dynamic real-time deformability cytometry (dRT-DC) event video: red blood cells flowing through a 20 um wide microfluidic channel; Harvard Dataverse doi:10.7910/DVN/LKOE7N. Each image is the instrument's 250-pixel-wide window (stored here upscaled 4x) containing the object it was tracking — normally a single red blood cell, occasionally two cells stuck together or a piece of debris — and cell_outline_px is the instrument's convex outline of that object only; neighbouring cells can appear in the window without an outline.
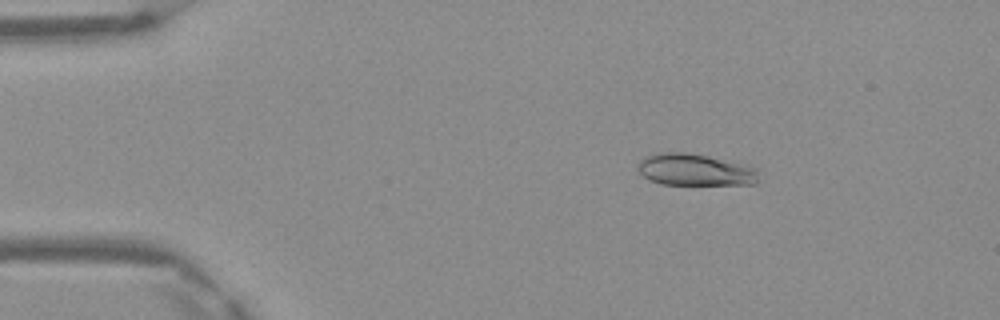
{"species": "Egyptian fruit bat (a non-hibernating species)", "species_latin": "Rousettus aegyptiacus", "temperature_condition": "warm", "stored_images_in_passage": 49, "camera_frame_rate_fps": 3000, "um_per_image_px": 0.085, "frame": {"image": 1, "passage_image": 8, "time_ms": 2.333, "image_size_px": [1000, 320], "cell_outline_px": [[756, 184], [660, 184], [644, 176], [636, 168], [640, 160], [644, 156], [656, 152], [688, 152], [708, 156], [752, 168], [756, 172]], "centroid_in_image_um": [58.95, 14.42], "position_along_channel_um": 26.1, "area_um2": 21.91}}
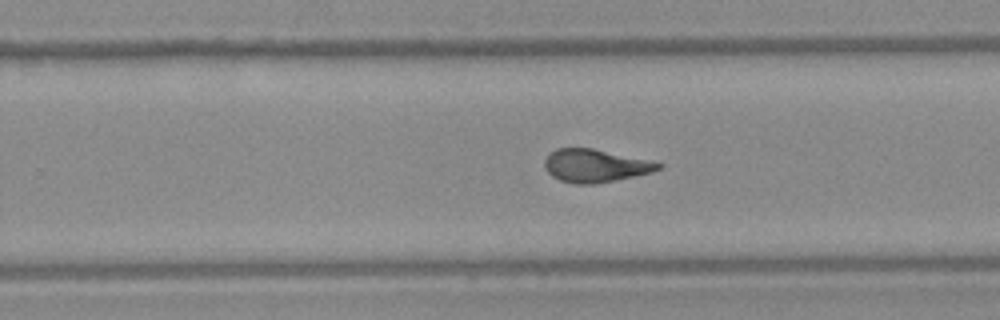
{"frame": {"image": 2, "passage_image": 31, "time_ms": 10.0, "image_size_px": [1000, 320], "cell_outline_px": [[664, 164], [660, 168], [652, 172], [596, 184], [576, 184], [560, 180], [552, 176], [548, 172], [544, 164], [544, 160], [556, 148], [592, 148], [656, 160]], "centroid_in_image_um": [50.66, 14.07], "position_along_channel_um": 279.1, "area_um2": 22.02}}
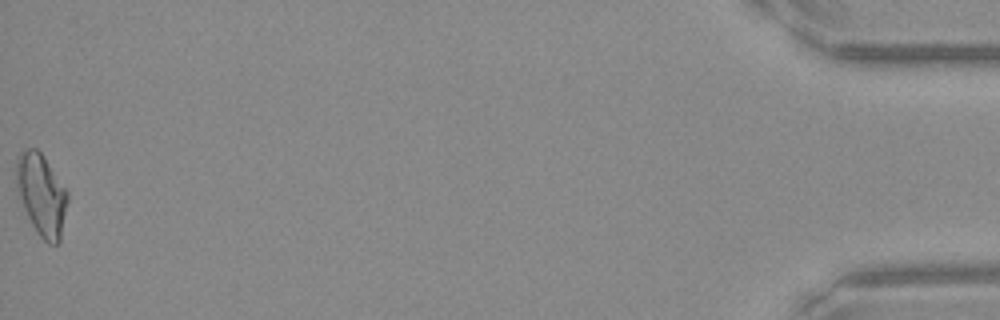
{"frame": {"image": 3, "passage_image": 49, "time_ms": 16.0, "image_size_px": [1000, 320], "cell_outline_px": [[68, 200], [60, 244], [48, 244], [36, 232], [16, 192], [16, 156], [24, 148], [36, 148], [44, 156], [68, 192]], "centroid_in_image_um": [3.52, 16.54], "position_along_channel_um": 431.7, "area_um2": 24.68}, "authors_computed_cell_mechanics": {"area_um2": 22.1952, "velocity_mm_per_s": 4.1757, "shape_relaxation_time_tau1_ms": 7.1703, "shape_relaxation_time_tau2_ms": 1.1717, "deformation_change_tau1": 0.2361, "deformation_change_tau2": 0.0696}}